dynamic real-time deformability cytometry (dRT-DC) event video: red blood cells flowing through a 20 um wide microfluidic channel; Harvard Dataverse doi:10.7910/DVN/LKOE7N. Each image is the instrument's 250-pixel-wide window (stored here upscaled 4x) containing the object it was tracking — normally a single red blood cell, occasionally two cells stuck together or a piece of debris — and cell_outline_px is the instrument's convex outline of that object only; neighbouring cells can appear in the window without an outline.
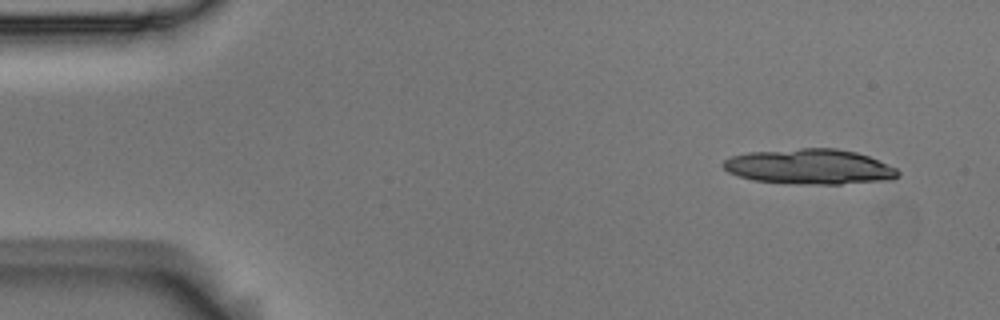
{"species": "Egyptian fruit bat (a non-hibernating species)", "species_latin": "Rousettus aegyptiacus", "temperature_condition": "room temperature", "stored_images_in_passage": 9, "camera_frame_rate_fps": 3000, "um_per_image_px": 0.085, "animal": {"sex": "male"}, "frame": {"image": 1, "passage_image": 1, "time_ms": 0.0, "image_size_px": [1000, 320], "cell_outline_px": [[900, 176], [892, 180], [840, 184], [800, 184], [752, 180], [728, 172], [720, 164], [724, 160], [732, 156], [748, 152], [800, 148], [836, 148], [856, 152], [868, 156], [896, 168], [900, 172]], "centroid_in_image_um": [68.83, 14.17], "position_along_channel_um": 16.2, "area_um2": 36.01}}
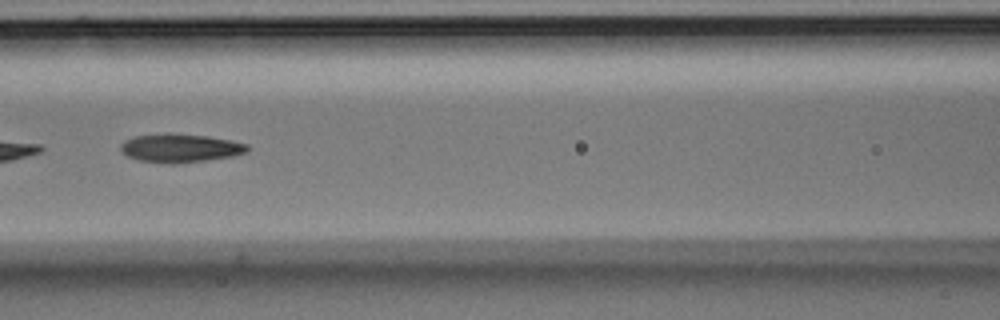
{"frame": {"image": 2, "passage_image": 7, "time_ms": 2.0, "image_size_px": [1000, 320], "cell_outline_px": [[248, 152], [232, 156], [176, 164], [172, 164], [140, 160], [128, 156], [120, 152], [120, 144], [124, 140], [136, 136], [168, 132], [208, 136], [232, 140], [248, 144]], "centroid_in_image_um": [15.31, 12.57], "position_along_channel_um": 151.3, "area_um2": 21.21}}
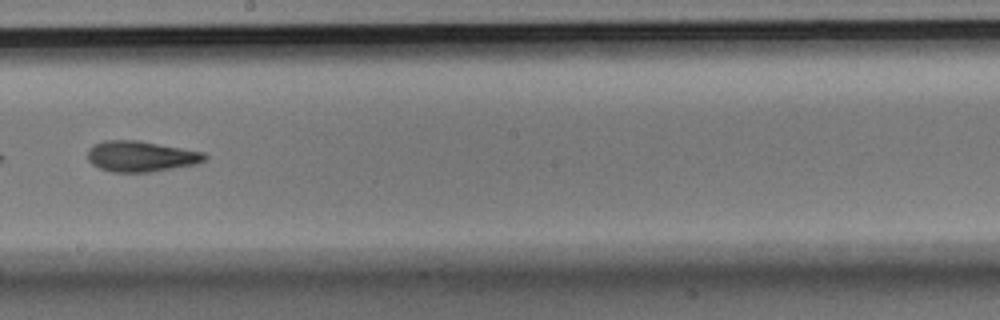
{"frame": {"image": 3, "passage_image": 9, "time_ms": 2.667, "image_size_px": [1000, 320], "cell_outline_px": [[208, 156], [204, 160], [196, 164], [152, 172], [112, 172], [100, 168], [92, 164], [88, 160], [88, 148], [104, 140], [136, 140], [204, 152]], "centroid_in_image_um": [11.97, 13.29], "position_along_channel_um": 236.2, "area_um2": 20.87}}